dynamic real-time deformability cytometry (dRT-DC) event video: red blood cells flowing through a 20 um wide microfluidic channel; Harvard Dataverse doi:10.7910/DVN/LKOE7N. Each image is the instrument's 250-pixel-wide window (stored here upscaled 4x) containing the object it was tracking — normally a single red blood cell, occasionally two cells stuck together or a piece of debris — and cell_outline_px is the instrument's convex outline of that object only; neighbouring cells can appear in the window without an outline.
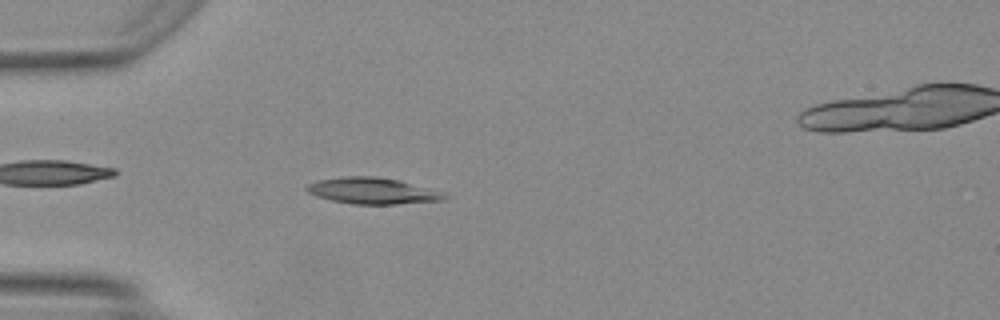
{"species": "Egyptian fruit bat (a non-hibernating species)", "species_latin": "Rousettus aegyptiacus", "temperature_condition": "warm", "stored_images_in_passage": 49, "segment_of_instrument_passage": [1, 2], "camera_frame_rate_fps": 3000, "um_per_image_px": 0.085, "animal": {"sex": "female"}, "frame": {"image": 1, "passage_image": 14, "time_ms": 4.333, "image_size_px": [1000, 320], "cell_outline_px": [[448, 196], [444, 200], [396, 204], [352, 204], [332, 200], [316, 196], [308, 192], [304, 188], [308, 184], [316, 180], [344, 176], [376, 176], [396, 180], [440, 192]], "centroid_in_image_um": [31.57, 16.22], "position_along_channel_um": 53.4, "area_um2": 20.75}}
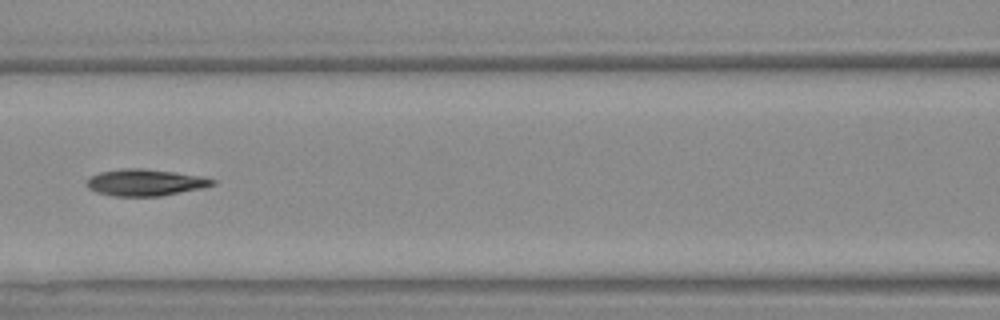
{"frame": {"image": 2, "passage_image": 22, "time_ms": 7.0, "image_size_px": [1000, 320], "cell_outline_px": [[216, 184], [200, 188], [160, 196], [112, 196], [96, 192], [88, 188], [84, 184], [84, 180], [88, 176], [100, 172], [124, 168], [140, 168], [204, 176], [216, 180]], "centroid_in_image_um": [12.27, 15.51], "position_along_channel_um": 154.3, "area_um2": 19.65}}
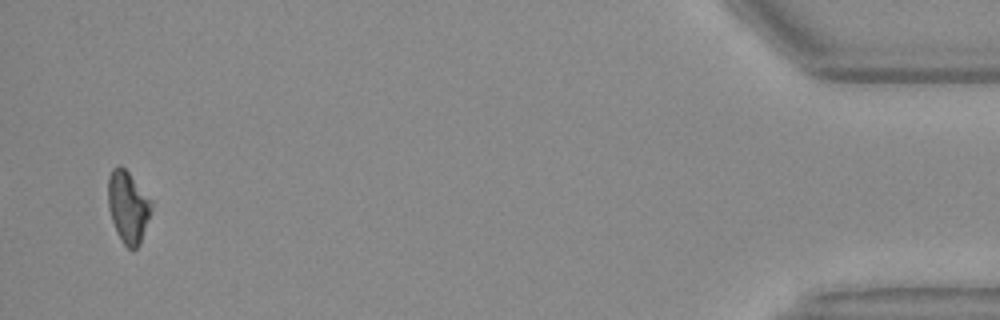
{"frame": {"image": 3, "passage_image": 47, "time_ms": 15.333, "image_size_px": [1000, 320], "cell_outline_px": [[152, 208], [140, 244], [136, 248], [128, 248], [120, 240], [112, 220], [108, 208], [108, 176], [112, 168], [120, 164], [128, 172], [152, 200]], "centroid_in_image_um": [10.87, 17.56], "position_along_channel_um": 424.3, "area_um2": 18.09}}